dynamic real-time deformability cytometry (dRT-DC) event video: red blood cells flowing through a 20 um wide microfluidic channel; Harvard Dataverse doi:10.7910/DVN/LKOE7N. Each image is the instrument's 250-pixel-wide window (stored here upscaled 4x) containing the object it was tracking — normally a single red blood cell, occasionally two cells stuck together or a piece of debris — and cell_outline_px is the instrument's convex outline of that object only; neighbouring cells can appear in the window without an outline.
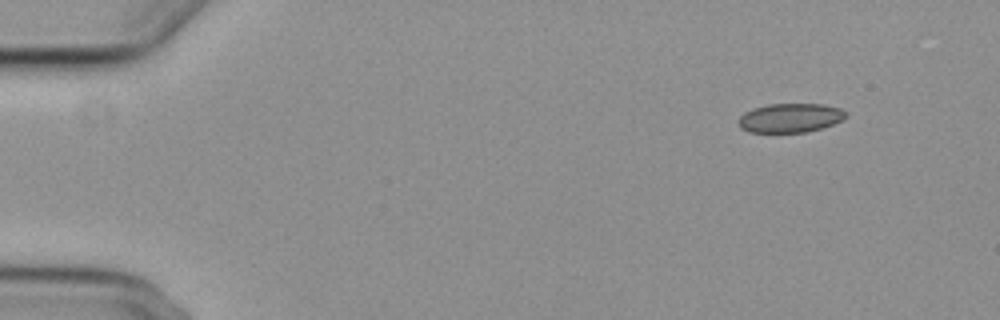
{"species": "common noctule bat (a hibernating species)", "species_latin": "Nyctalus noctula", "temperature_condition": "cold", "stored_images_in_passage": 51, "camera_frame_rate_fps": 3000, "um_per_image_px": 0.085, "animal": {"sex": "female", "body_mass_g": 29.2, "forearm_length_mm": 56.3}, "frame": {"image": 1, "passage_image": 1, "time_ms": 0.0, "image_size_px": [1000, 320], "cell_outline_px": [[848, 116], [844, 120], [820, 128], [804, 132], [748, 132], [740, 128], [740, 116], [744, 112], [768, 104], [820, 104], [840, 108], [848, 112]], "centroid_in_image_um": [67.21, 10.02], "position_along_channel_um": 17.8, "area_um2": 18.09}}
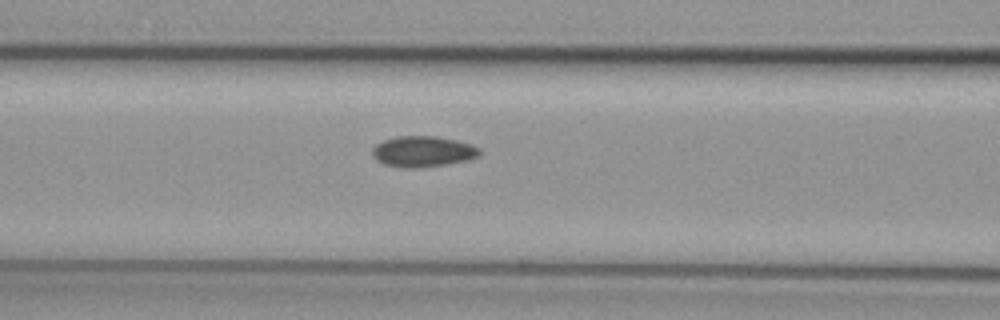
{"frame": {"image": 2, "passage_image": 19, "time_ms": 6.0, "image_size_px": [1000, 320], "cell_outline_px": [[480, 156], [468, 160], [444, 164], [412, 168], [404, 168], [384, 164], [372, 152], [372, 148], [376, 144], [384, 140], [396, 136], [436, 136], [456, 140], [472, 144], [480, 148]], "centroid_in_image_um": [35.99, 12.86], "position_along_channel_um": 130.6, "area_um2": 19.07}}
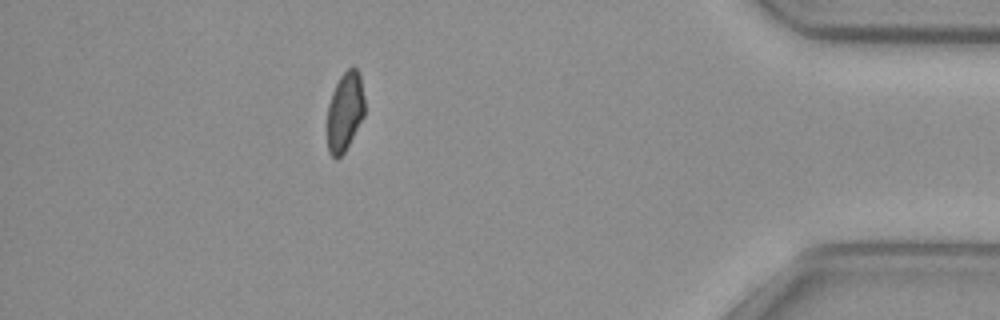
{"frame": {"image": 3, "passage_image": 45, "time_ms": 14.667, "image_size_px": [1000, 320], "cell_outline_px": [[364, 116], [344, 152], [336, 160], [328, 152], [328, 104], [332, 92], [340, 76], [348, 68], [356, 68], [360, 76], [364, 96]], "centroid_in_image_um": [29.31, 9.48], "position_along_channel_um": 405.9, "area_um2": 17.05}, "authors_computed_cell_mechanics": {"area_um2": 18.6694, "velocity_mm_per_s": 3.7157, "shape_relaxation_time_tau1_ms": null, "shape_relaxation_time_tau2_ms": 5.9082, "deformation_change_tau1": null, "deformation_change_tau2": 0.0957}}